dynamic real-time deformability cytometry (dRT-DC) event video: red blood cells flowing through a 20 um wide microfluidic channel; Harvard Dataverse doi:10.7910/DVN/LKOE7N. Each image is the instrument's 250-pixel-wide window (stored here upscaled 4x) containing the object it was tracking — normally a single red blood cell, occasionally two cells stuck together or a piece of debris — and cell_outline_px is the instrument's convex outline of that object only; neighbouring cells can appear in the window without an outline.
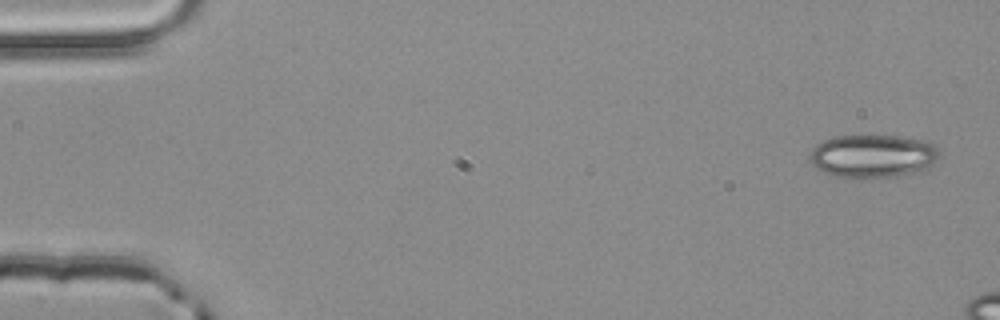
{"species": "common noctule bat (a hibernating species)", "species_latin": "Nyctalus noctula", "temperature_condition": "room temperature", "stored_images_in_passage": 3, "camera_frame_rate_fps": 3000, "um_per_image_px": 0.085, "animal": {"sex": "male", "body_mass_g": 20.4}, "frame": {"image": 1, "passage_image": 1, "time_ms": 0.0, "image_size_px": [1000, 320], "cell_outline_px": [[940, 152], [936, 160], [928, 168], [916, 172], [896, 176], [832, 176], [816, 168], [812, 164], [812, 148], [816, 144], [832, 136], [896, 136], [924, 140], [932, 144]], "centroid_in_image_um": [74.2, 13.24], "position_along_channel_um": 10.8, "area_um2": 31.96}}